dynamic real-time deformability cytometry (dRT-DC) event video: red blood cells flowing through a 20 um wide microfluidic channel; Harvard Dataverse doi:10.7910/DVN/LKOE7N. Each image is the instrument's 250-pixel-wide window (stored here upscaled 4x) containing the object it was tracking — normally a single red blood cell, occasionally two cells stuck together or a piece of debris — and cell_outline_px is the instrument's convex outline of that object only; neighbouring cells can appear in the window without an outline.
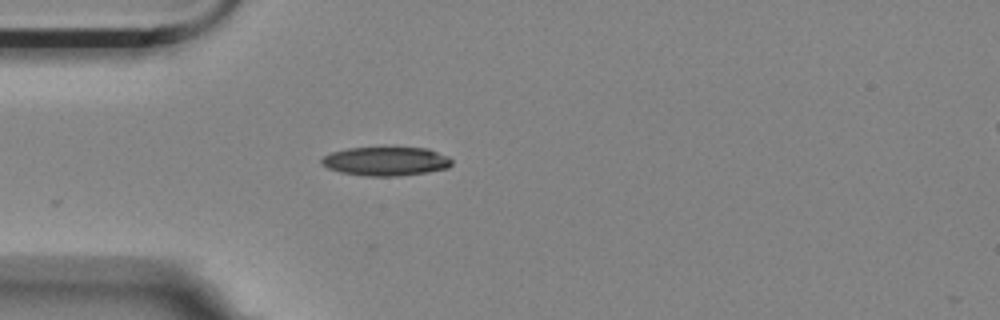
{"species": "Egyptian fruit bat (a non-hibernating species)", "species_latin": "Rousettus aegyptiacus", "temperature_condition": "room temperature", "stored_images_in_passage": 42, "camera_frame_rate_fps": 3000, "um_per_image_px": 0.085, "animal": {"sex": "female"}, "frame": {"image": 1, "passage_image": 1, "time_ms": 0.0, "image_size_px": [1000, 320], "cell_outline_px": [[452, 164], [448, 168], [428, 172], [396, 176], [364, 176], [340, 172], [328, 168], [320, 160], [324, 156], [332, 152], [348, 148], [392, 144], [428, 148], [448, 156], [452, 160]], "centroid_in_image_um": [32.84, 13.65], "position_along_channel_um": 52.2, "area_um2": 22.95}}
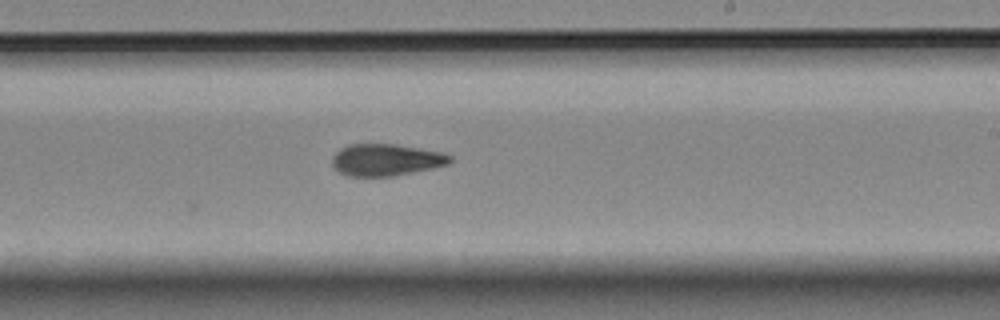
{"frame": {"image": 2, "passage_image": 19, "time_ms": 6.0, "image_size_px": [1000, 320], "cell_outline_px": [[452, 160], [448, 164], [432, 168], [392, 176], [348, 176], [340, 172], [332, 164], [332, 156], [340, 148], [348, 144], [396, 144], [440, 152], [452, 156]], "centroid_in_image_um": [32.79, 13.58], "position_along_channel_um": 256.2, "area_um2": 21.73}}
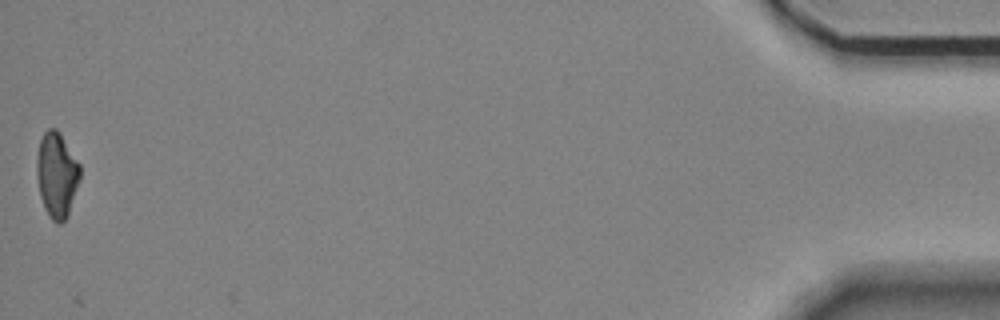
{"frame": {"image": 3, "passage_image": 42, "time_ms": 13.667, "image_size_px": [1000, 320], "cell_outline_px": [[80, 180], [68, 216], [60, 224], [56, 224], [48, 216], [44, 208], [40, 196], [36, 172], [36, 160], [40, 140], [44, 132], [48, 128], [56, 128], [60, 132], [80, 164]], "centroid_in_image_um": [4.83, 14.87], "position_along_channel_um": 430.4, "area_um2": 21.79}, "authors_computed_cell_mechanics": {"area_um2": 22.1085, "velocity_mm_per_s": 3.508, "shape_relaxation_time_tau1_ms": 6.322, "shape_relaxation_time_tau2_ms": 4.4159, "deformation_change_tau1": 0.1416, "deformation_change_tau2": 0.1168}}